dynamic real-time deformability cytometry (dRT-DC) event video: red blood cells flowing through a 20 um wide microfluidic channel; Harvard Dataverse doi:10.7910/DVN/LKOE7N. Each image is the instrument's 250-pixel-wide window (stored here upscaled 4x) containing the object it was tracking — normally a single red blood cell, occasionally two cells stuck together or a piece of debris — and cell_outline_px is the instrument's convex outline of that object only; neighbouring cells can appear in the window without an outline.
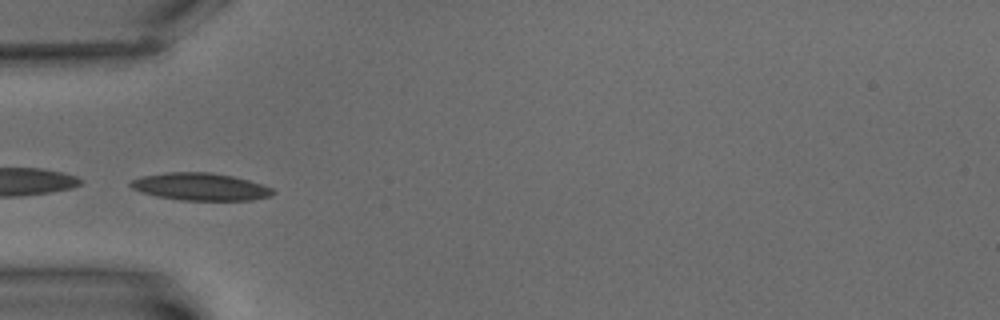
{"species": "common noctule bat (a hibernating species)", "species_latin": "Nyctalus noctula", "temperature_condition": "warm", "stored_images_in_passage": 6, "camera_frame_rate_fps": 3000, "um_per_image_px": 0.085, "animal": {"sex": "male", "body_mass_g": 15.6}, "frame": {"image": 1, "passage_image": 6, "time_ms": 5.667, "image_size_px": [1000, 320], "cell_outline_px": [[276, 192], [272, 196], [252, 200], [180, 200], [156, 196], [140, 192], [132, 188], [128, 184], [132, 180], [140, 176], [164, 172], [212, 172], [232, 176], [248, 180], [272, 188]], "centroid_in_image_um": [17.01, 15.87], "position_along_channel_um": 68.0, "area_um2": 22.89}}